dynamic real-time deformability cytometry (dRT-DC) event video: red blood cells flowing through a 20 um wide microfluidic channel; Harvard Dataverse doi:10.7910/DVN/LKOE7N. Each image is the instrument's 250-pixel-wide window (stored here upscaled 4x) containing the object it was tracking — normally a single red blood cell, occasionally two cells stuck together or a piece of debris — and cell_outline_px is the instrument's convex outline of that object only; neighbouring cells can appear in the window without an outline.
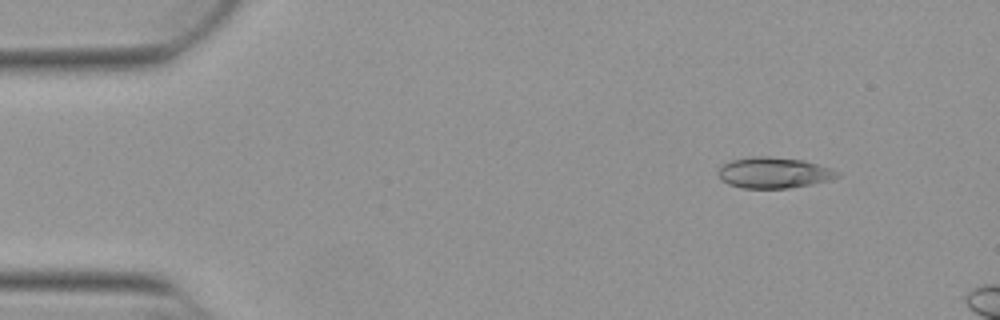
{"species": "Egyptian fruit bat (a non-hibernating species)", "species_latin": "Rousettus aegyptiacus", "temperature_condition": "warm", "stored_images_in_passage": 16, "camera_frame_rate_fps": 3000, "um_per_image_px": 0.085, "animal": {"sex": "female"}, "frame": {"image": 1, "passage_image": 6, "time_ms": 1.667, "image_size_px": [1000, 320], "cell_outline_px": [[840, 176], [832, 180], [812, 184], [788, 188], [744, 188], [728, 184], [720, 180], [716, 172], [724, 164], [732, 160], [752, 156], [768, 156], [804, 160], [832, 168], [840, 172]], "centroid_in_image_um": [65.8, 14.68], "position_along_channel_um": 19.2, "area_um2": 21.68}}
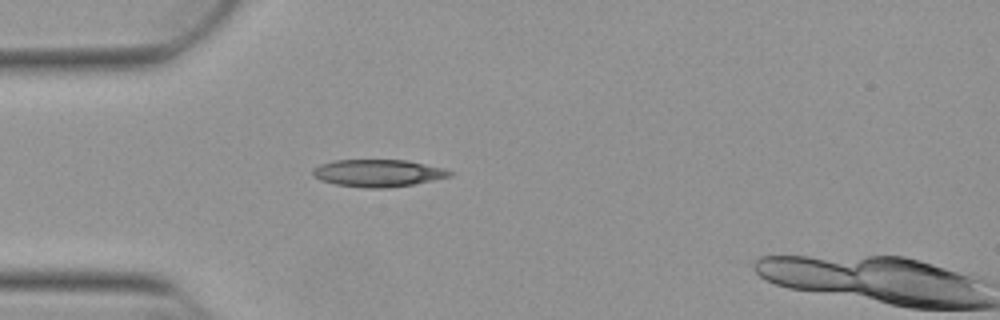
{"frame": {"image": 2, "passage_image": 15, "time_ms": 4.667, "image_size_px": [1000, 320], "cell_outline_px": [[456, 172], [452, 176], [412, 184], [388, 188], [368, 188], [336, 184], [320, 180], [312, 176], [312, 168], [320, 164], [336, 160], [404, 160], [444, 168]], "centroid_in_image_um": [32.12, 14.71], "position_along_channel_um": 52.9, "area_um2": 21.73}}